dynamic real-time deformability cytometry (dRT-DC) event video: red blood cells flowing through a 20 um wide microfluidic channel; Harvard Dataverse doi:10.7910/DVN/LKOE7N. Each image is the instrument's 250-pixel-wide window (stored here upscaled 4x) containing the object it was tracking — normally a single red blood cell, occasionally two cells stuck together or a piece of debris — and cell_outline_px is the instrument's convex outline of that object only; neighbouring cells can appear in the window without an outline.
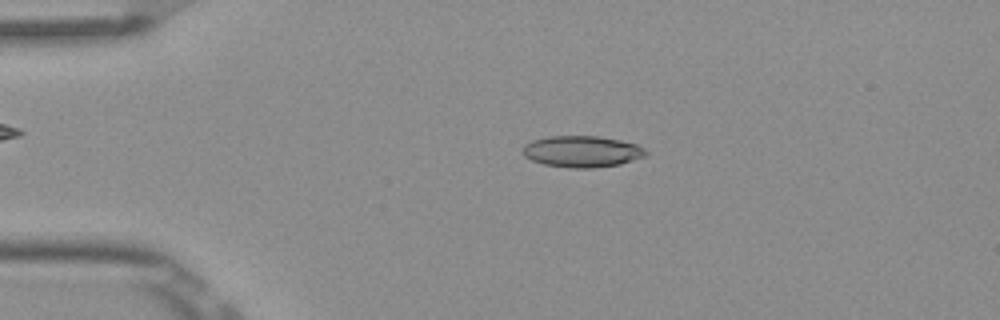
{"species": "Egyptian fruit bat (a non-hibernating species)", "species_latin": "Rousettus aegyptiacus", "temperature_condition": "room temperature", "stored_images_in_passage": 5, "camera_frame_rate_fps": 3000, "um_per_image_px": 0.085, "frame": {"image": 1, "passage_image": 3, "time_ms": 0.667, "image_size_px": [1000, 320], "cell_outline_px": [[648, 156], [620, 164], [592, 168], [568, 168], [544, 164], [532, 160], [524, 156], [520, 148], [524, 144], [532, 140], [548, 136], [596, 136], [620, 140], [636, 144], [644, 148], [648, 152]], "centroid_in_image_um": [49.46, 12.88], "position_along_channel_um": 35.5, "area_um2": 22.77}}